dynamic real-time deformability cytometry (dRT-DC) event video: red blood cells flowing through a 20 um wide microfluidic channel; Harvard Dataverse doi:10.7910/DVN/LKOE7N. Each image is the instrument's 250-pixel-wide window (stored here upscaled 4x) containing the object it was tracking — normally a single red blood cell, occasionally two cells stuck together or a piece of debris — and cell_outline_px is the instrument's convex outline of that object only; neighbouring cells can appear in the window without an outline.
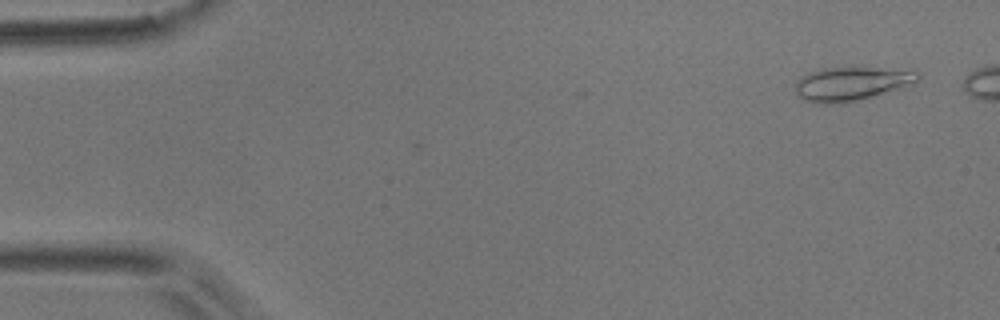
{"species": "common noctule bat (a hibernating species)", "species_latin": "Nyctalus noctula", "temperature_condition": "room temperature", "stored_images_in_passage": 16, "camera_frame_rate_fps": 3000, "um_per_image_px": 0.085, "animal": {"sex": "male", "body_mass_g": 17.9}, "frame": {"image": 1, "passage_image": 3, "time_ms": 0.667, "image_size_px": [1000, 320], "cell_outline_px": [[920, 80], [884, 92], [856, 100], [840, 104], [816, 104], [804, 100], [796, 96], [796, 80], [800, 76], [824, 68], [916, 68], [920, 72]], "centroid_in_image_um": [72.37, 7.1], "position_along_channel_um": 12.6, "area_um2": 24.16}}